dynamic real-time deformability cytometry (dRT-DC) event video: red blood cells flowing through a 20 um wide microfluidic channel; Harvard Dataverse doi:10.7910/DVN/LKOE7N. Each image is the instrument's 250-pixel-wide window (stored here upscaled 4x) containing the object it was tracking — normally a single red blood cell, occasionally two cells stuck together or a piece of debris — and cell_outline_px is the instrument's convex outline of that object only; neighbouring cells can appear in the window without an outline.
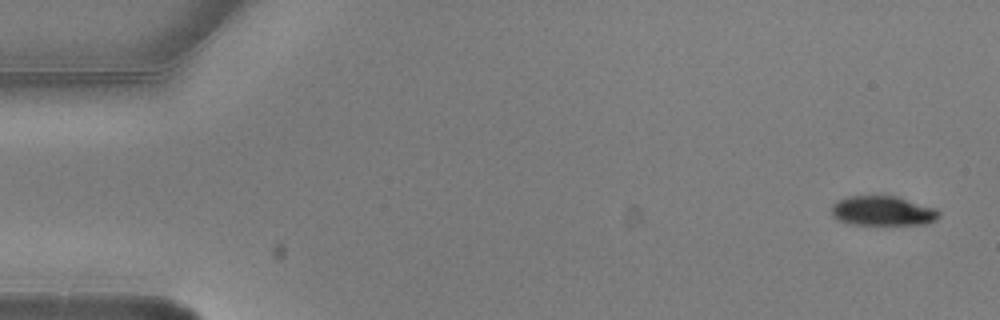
{"species": "common noctule bat (a hibernating species)", "species_latin": "Nyctalus noctula", "temperature_condition": "warm", "stored_images_in_passage": 5, "camera_frame_rate_fps": 3000, "um_per_image_px": 0.085, "animal": {"sex": "male", "body_mass_g": 20.5, "forearm_length_mm": 52.5}, "frame": {"image": 1, "passage_image": 1, "time_ms": 0.0, "image_size_px": [1000, 320], "cell_outline_px": [[940, 216], [936, 220], [928, 224], [852, 224], [836, 220], [832, 216], [832, 204], [836, 200], [848, 196], [896, 196], [936, 208], [940, 212]], "centroid_in_image_um": [75.02, 17.92], "position_along_channel_um": 10.0, "area_um2": 18.67}}
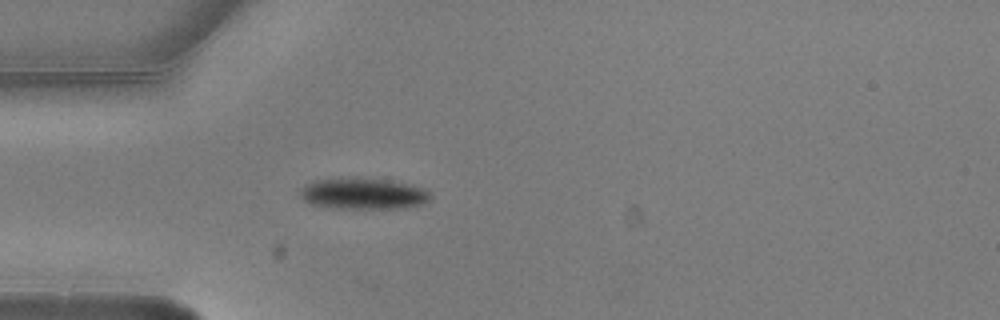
{"frame": {"image": 2, "passage_image": 5, "time_ms": 1.333, "image_size_px": [1000, 320], "cell_outline_px": [[432, 196], [424, 204], [404, 208], [332, 208], [312, 204], [304, 200], [300, 196], [300, 188], [304, 184], [312, 180], [352, 176], [356, 176], [384, 180], [424, 188]], "centroid_in_image_um": [30.81, 16.44], "position_along_channel_um": 54.2, "area_um2": 23.99}}